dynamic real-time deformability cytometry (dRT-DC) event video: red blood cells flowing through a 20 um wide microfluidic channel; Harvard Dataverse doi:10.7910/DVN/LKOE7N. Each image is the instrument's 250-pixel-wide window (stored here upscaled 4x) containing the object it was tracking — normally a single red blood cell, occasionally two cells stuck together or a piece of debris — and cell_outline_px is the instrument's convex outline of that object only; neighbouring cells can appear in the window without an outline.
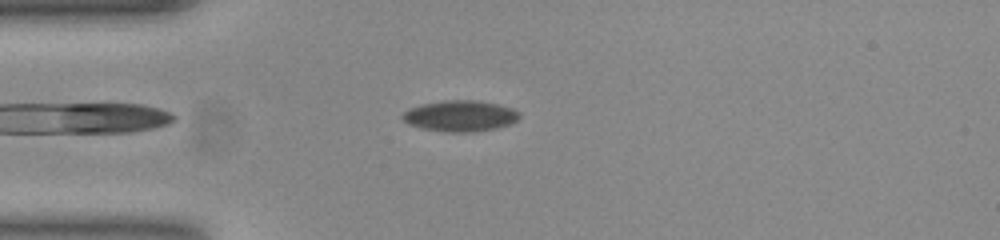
{"species": "common noctule bat (a hibernating species)", "species_latin": "Nyctalus noctula", "temperature_condition": "room temperature", "stored_images_in_passage": 44, "camera_frame_rate_fps": 3000, "um_per_image_px": 0.085, "animal": {"sex": "female", "body_mass_g": 23.0, "forearm_length_mm": 53.4}, "frame": {"image": 1, "passage_image": 5, "time_ms": 1.333, "image_size_px": [1000, 240], "cell_outline_px": [[520, 116], [516, 120], [508, 124], [496, 128], [472, 132], [448, 132], [420, 128], [408, 124], [400, 116], [404, 112], [412, 108], [424, 104], [444, 100], [472, 100], [496, 104], [512, 108]], "centroid_in_image_um": [39.08, 9.86], "position_along_channel_um": 45.9, "area_um2": 20.75}}
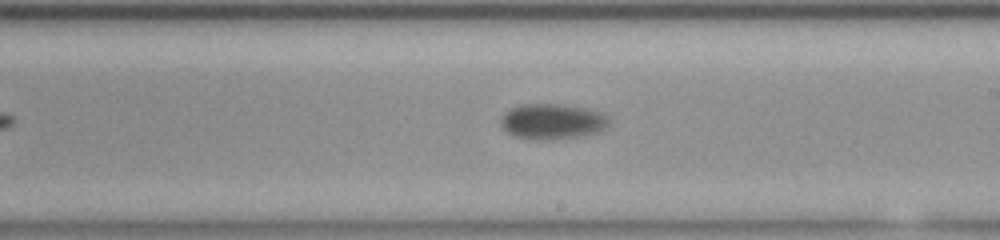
{"frame": {"image": 2, "passage_image": 22, "time_ms": 7.0, "image_size_px": [1000, 240], "cell_outline_px": [[608, 128], [600, 132], [552, 140], [536, 140], [512, 136], [500, 124], [500, 120], [504, 112], [516, 104], [564, 104], [588, 108], [600, 112], [608, 116]], "centroid_in_image_um": [46.94, 10.31], "position_along_channel_um": 242.1, "area_um2": 22.77}}
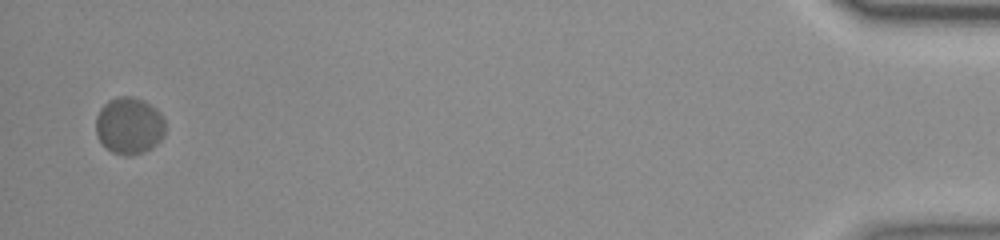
{"frame": {"image": 3, "passage_image": 44, "time_ms": 14.333, "image_size_px": [1000, 240], "cell_outline_px": [[164, 136], [152, 148], [144, 152], [132, 156], [124, 156], [112, 152], [96, 136], [96, 116], [100, 108], [108, 100], [120, 96], [132, 96], [144, 100], [156, 108], [160, 112], [164, 120]], "centroid_in_image_um": [10.98, 10.68], "position_along_channel_um": 424.2, "area_um2": 23.24}, "authors_computed_cell_mechanics": {"area_um2": 21.8195, "velocity_mm_per_s": 3.7385, "shape_relaxation_time_tau1_ms": 7.2829, "shape_relaxation_time_tau2_ms": null, "deformation_change_tau1": 0.0992, "deformation_change_tau2": null}}